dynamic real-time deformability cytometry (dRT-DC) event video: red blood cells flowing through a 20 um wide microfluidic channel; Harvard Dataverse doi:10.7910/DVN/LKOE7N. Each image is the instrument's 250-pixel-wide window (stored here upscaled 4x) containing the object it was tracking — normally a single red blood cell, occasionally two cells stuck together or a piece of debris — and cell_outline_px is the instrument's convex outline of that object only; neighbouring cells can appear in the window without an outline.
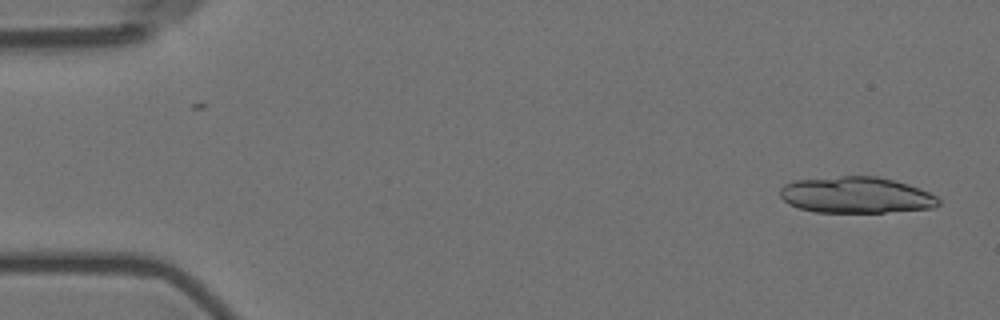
{"species": "Egyptian fruit bat (a non-hibernating species)", "species_latin": "Rousettus aegyptiacus", "temperature_condition": "room temperature", "stored_images_in_passage": 6, "camera_frame_rate_fps": 3000, "um_per_image_px": 0.085, "animal": {"sex": "female"}, "frame": {"image": 1, "passage_image": 1, "time_ms": 0.0, "image_size_px": [1000, 320], "cell_outline_px": [[940, 204], [932, 208], [884, 212], [816, 212], [800, 208], [788, 204], [780, 196], [780, 188], [784, 184], [796, 180], [840, 176], [876, 176], [908, 184], [928, 192], [936, 196], [940, 200]], "centroid_in_image_um": [72.75, 16.58], "position_along_channel_um": 12.2, "area_um2": 33.35}}